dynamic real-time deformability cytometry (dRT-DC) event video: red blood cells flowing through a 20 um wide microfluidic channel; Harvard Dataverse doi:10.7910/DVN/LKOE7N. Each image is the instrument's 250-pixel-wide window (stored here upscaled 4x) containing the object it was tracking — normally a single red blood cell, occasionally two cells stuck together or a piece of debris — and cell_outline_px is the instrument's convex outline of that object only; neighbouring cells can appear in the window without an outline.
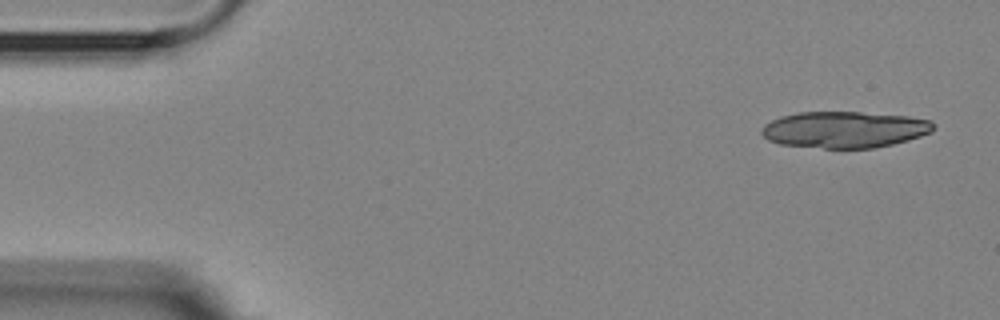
{"species": "Egyptian fruit bat (a non-hibernating species)", "species_latin": "Rousettus aegyptiacus", "temperature_condition": "room temperature", "stored_images_in_passage": 10, "camera_frame_rate_fps": 3000, "um_per_image_px": 0.085, "animal": {"sex": "female"}, "frame": {"image": 1, "passage_image": 1, "time_ms": 0.0, "image_size_px": [1000, 320], "cell_outline_px": [[936, 124], [932, 132], [908, 140], [892, 144], [872, 148], [824, 148], [780, 144], [768, 140], [760, 132], [764, 124], [780, 116], [800, 112], [860, 112], [908, 116], [932, 120]], "centroid_in_image_um": [71.8, 11.01], "position_along_channel_um": 13.2, "area_um2": 36.59}}
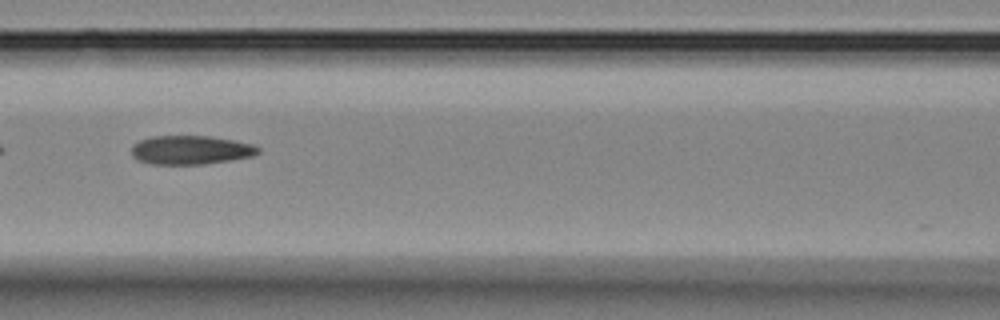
{"frame": {"image": 2, "passage_image": 6, "time_ms": 7.0, "image_size_px": [1000, 320], "cell_outline_px": [[260, 152], [252, 156], [232, 160], [204, 164], [152, 164], [136, 160], [132, 156], [132, 144], [140, 140], [152, 136], [208, 136], [232, 140], [252, 144], [260, 148]], "centroid_in_image_um": [16.19, 12.75], "position_along_channel_um": 150.4, "area_um2": 21.33}}
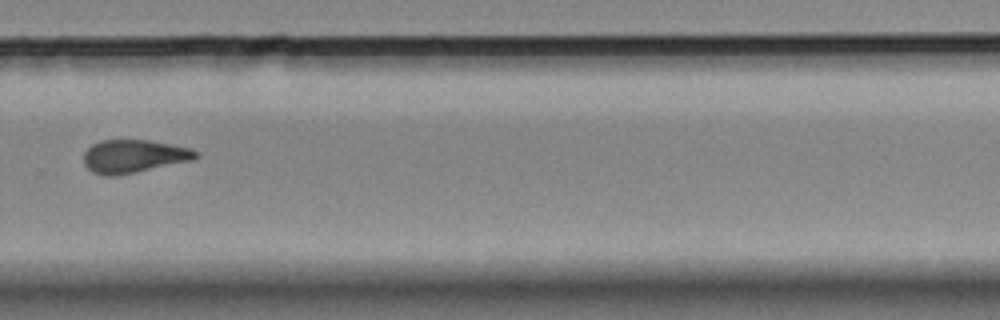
{"frame": {"image": 3, "passage_image": 10, "time_ms": 11.667, "image_size_px": [1000, 320], "cell_outline_px": [[200, 156], [196, 160], [116, 176], [104, 176], [92, 172], [84, 164], [84, 152], [92, 144], [100, 140], [148, 140], [192, 148], [200, 152]], "centroid_in_image_um": [11.42, 13.29], "position_along_channel_um": 318.4, "area_um2": 21.96}}